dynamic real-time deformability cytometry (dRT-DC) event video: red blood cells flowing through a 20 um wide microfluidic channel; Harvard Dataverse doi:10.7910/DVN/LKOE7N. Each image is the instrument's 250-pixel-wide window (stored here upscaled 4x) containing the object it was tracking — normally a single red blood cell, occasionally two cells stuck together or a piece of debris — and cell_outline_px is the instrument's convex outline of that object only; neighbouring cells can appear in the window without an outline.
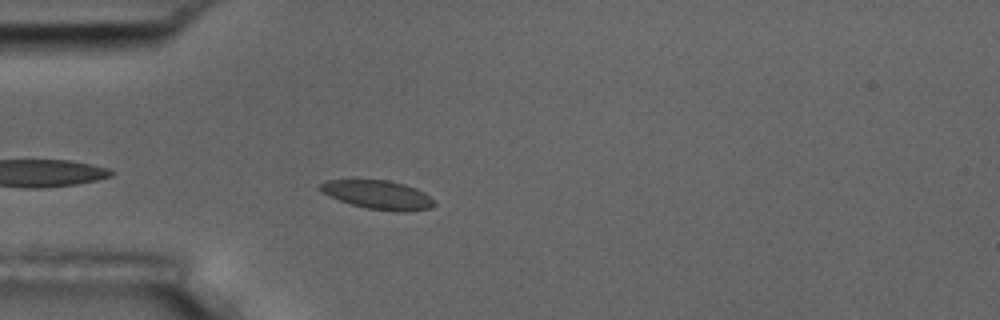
{"species": "common noctule bat (a hibernating species)", "species_latin": "Nyctalus noctula", "temperature_condition": "room temperature", "stored_images_in_passage": 37, "camera_frame_rate_fps": 3000, "um_per_image_px": 0.085, "animal": {"sex": "male", "body_mass_g": 17.5, "forearm_length_mm": 52.3}, "frame": {"image": 1, "passage_image": 4, "time_ms": 1.0, "image_size_px": [1000, 320], "cell_outline_px": [[436, 204], [428, 208], [404, 212], [396, 212], [368, 208], [352, 204], [340, 200], [320, 192], [316, 188], [320, 184], [328, 180], [388, 180], [404, 184], [424, 192]], "centroid_in_image_um": [32.08, 16.55], "position_along_channel_um": 52.9, "area_um2": 18.9}}
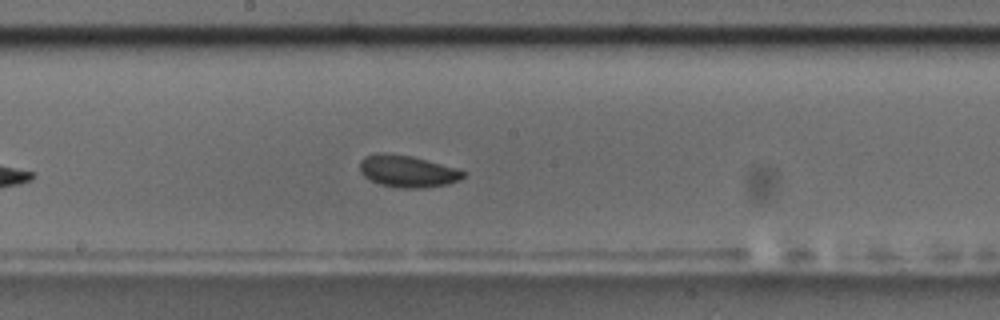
{"frame": {"image": 2, "passage_image": 18, "time_ms": 5.667, "image_size_px": [1000, 320], "cell_outline_px": [[464, 176], [460, 180], [448, 184], [424, 188], [400, 188], [380, 184], [364, 176], [360, 172], [360, 160], [364, 156], [376, 152], [388, 152], [412, 156], [456, 168], [464, 172]], "centroid_in_image_um": [34.6, 14.54], "position_along_channel_um": 213.6, "area_um2": 19.36}}
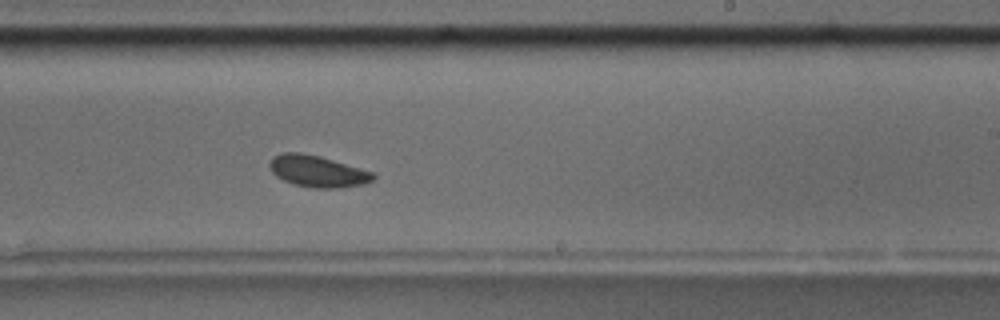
{"frame": {"image": 3, "passage_image": 22, "time_ms": 7.0, "image_size_px": [1000, 320], "cell_outline_px": [[376, 176], [372, 180], [364, 184], [336, 188], [312, 188], [296, 184], [284, 180], [276, 176], [272, 172], [268, 164], [272, 156], [280, 152], [300, 152], [320, 156], [376, 172]], "centroid_in_image_um": [26.99, 14.54], "position_along_channel_um": 262.0, "area_um2": 19.25}, "authors_computed_cell_mechanics": {"area_um2": 18.8428, "velocity_mm_per_s": 3.6403, "shape_relaxation_time_tau1_ms": 1.9064, "shape_relaxation_time_tau2_ms": 1.5785, "deformation_change_tau1": 0.0844, "deformation_change_tau2": 0.0654}}